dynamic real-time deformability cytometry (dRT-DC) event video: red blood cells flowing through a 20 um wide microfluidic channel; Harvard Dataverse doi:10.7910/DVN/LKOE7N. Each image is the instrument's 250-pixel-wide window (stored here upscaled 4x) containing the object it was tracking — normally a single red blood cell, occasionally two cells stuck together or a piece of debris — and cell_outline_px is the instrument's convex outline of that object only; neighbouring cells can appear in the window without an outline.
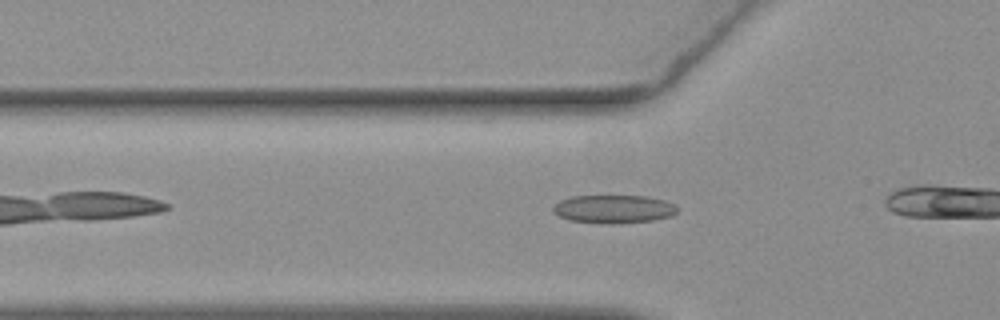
{"species": "common noctule bat (a hibernating species)", "species_latin": "Nyctalus noctula", "temperature_condition": "warm", "stored_images_in_passage": 11, "camera_frame_rate_fps": 3000, "um_per_image_px": 0.085, "animal": {"sex": "female", "body_mass_g": 19.3, "forearm_length_mm": 54.1}, "frame": {"image": 1, "passage_image": 5, "time_ms": 1.333, "image_size_px": [1000, 320], "cell_outline_px": [[680, 208], [672, 216], [652, 220], [612, 224], [608, 224], [568, 220], [552, 212], [552, 208], [560, 200], [572, 196], [648, 196], [664, 200]], "centroid_in_image_um": [52.16, 17.77], "position_along_channel_um": 73.6, "area_um2": 20.46}}